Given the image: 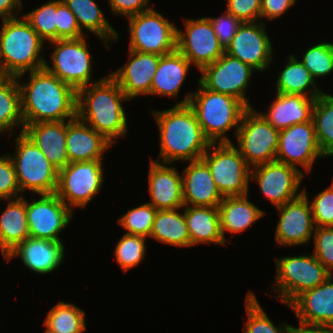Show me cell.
Wrapping results in <instances>:
<instances>
[{
	"label": "cell",
	"mask_w": 333,
	"mask_h": 333,
	"mask_svg": "<svg viewBox=\"0 0 333 333\" xmlns=\"http://www.w3.org/2000/svg\"><path fill=\"white\" fill-rule=\"evenodd\" d=\"M16 145V154L11 159L20 192L29 189L39 195L54 194L58 184V170L24 132L16 138Z\"/></svg>",
	"instance_id": "8992f818"
},
{
	"label": "cell",
	"mask_w": 333,
	"mask_h": 333,
	"mask_svg": "<svg viewBox=\"0 0 333 333\" xmlns=\"http://www.w3.org/2000/svg\"><path fill=\"white\" fill-rule=\"evenodd\" d=\"M280 218L276 227L275 240L279 245H300L311 239L315 228L312 208L306 190L298 198L277 207Z\"/></svg>",
	"instance_id": "d6986e66"
},
{
	"label": "cell",
	"mask_w": 333,
	"mask_h": 333,
	"mask_svg": "<svg viewBox=\"0 0 333 333\" xmlns=\"http://www.w3.org/2000/svg\"><path fill=\"white\" fill-rule=\"evenodd\" d=\"M72 11L82 31V27L98 36L103 42L117 41L118 33L104 17L94 0H62Z\"/></svg>",
	"instance_id": "1f68e13d"
},
{
	"label": "cell",
	"mask_w": 333,
	"mask_h": 333,
	"mask_svg": "<svg viewBox=\"0 0 333 333\" xmlns=\"http://www.w3.org/2000/svg\"><path fill=\"white\" fill-rule=\"evenodd\" d=\"M254 70L250 65L224 53L217 61L201 70L203 76L198 82L210 91L232 96L252 108L244 91L248 88Z\"/></svg>",
	"instance_id": "5bb4252c"
},
{
	"label": "cell",
	"mask_w": 333,
	"mask_h": 333,
	"mask_svg": "<svg viewBox=\"0 0 333 333\" xmlns=\"http://www.w3.org/2000/svg\"><path fill=\"white\" fill-rule=\"evenodd\" d=\"M30 237L26 213V200L18 197L9 201L0 216V249L5 258L18 244Z\"/></svg>",
	"instance_id": "4dcf8cb0"
},
{
	"label": "cell",
	"mask_w": 333,
	"mask_h": 333,
	"mask_svg": "<svg viewBox=\"0 0 333 333\" xmlns=\"http://www.w3.org/2000/svg\"><path fill=\"white\" fill-rule=\"evenodd\" d=\"M253 168L250 178L259 183L263 194L276 208L303 194V191L297 193L304 175L297 167L273 161Z\"/></svg>",
	"instance_id": "2e32d148"
},
{
	"label": "cell",
	"mask_w": 333,
	"mask_h": 333,
	"mask_svg": "<svg viewBox=\"0 0 333 333\" xmlns=\"http://www.w3.org/2000/svg\"><path fill=\"white\" fill-rule=\"evenodd\" d=\"M142 236L124 234L115 247V258L117 263L126 272L137 266L145 255V241Z\"/></svg>",
	"instance_id": "60d3db41"
},
{
	"label": "cell",
	"mask_w": 333,
	"mask_h": 333,
	"mask_svg": "<svg viewBox=\"0 0 333 333\" xmlns=\"http://www.w3.org/2000/svg\"><path fill=\"white\" fill-rule=\"evenodd\" d=\"M65 122L63 120L26 124L23 131L58 171L69 163Z\"/></svg>",
	"instance_id": "484cf974"
},
{
	"label": "cell",
	"mask_w": 333,
	"mask_h": 333,
	"mask_svg": "<svg viewBox=\"0 0 333 333\" xmlns=\"http://www.w3.org/2000/svg\"><path fill=\"white\" fill-rule=\"evenodd\" d=\"M56 14L57 40L83 37L85 33L80 30L76 17L62 0H57Z\"/></svg>",
	"instance_id": "f6af8a7d"
},
{
	"label": "cell",
	"mask_w": 333,
	"mask_h": 333,
	"mask_svg": "<svg viewBox=\"0 0 333 333\" xmlns=\"http://www.w3.org/2000/svg\"><path fill=\"white\" fill-rule=\"evenodd\" d=\"M279 132L260 113L248 108L235 133L239 146L236 148L249 166L273 162L278 149Z\"/></svg>",
	"instance_id": "9c48e42d"
},
{
	"label": "cell",
	"mask_w": 333,
	"mask_h": 333,
	"mask_svg": "<svg viewBox=\"0 0 333 333\" xmlns=\"http://www.w3.org/2000/svg\"><path fill=\"white\" fill-rule=\"evenodd\" d=\"M247 195L224 197L219 204L220 230L224 240L225 231L241 233L265 214L248 201Z\"/></svg>",
	"instance_id": "f546056e"
},
{
	"label": "cell",
	"mask_w": 333,
	"mask_h": 333,
	"mask_svg": "<svg viewBox=\"0 0 333 333\" xmlns=\"http://www.w3.org/2000/svg\"><path fill=\"white\" fill-rule=\"evenodd\" d=\"M299 327L289 326L287 333H333L332 326L311 325L299 322Z\"/></svg>",
	"instance_id": "816d5d0a"
},
{
	"label": "cell",
	"mask_w": 333,
	"mask_h": 333,
	"mask_svg": "<svg viewBox=\"0 0 333 333\" xmlns=\"http://www.w3.org/2000/svg\"><path fill=\"white\" fill-rule=\"evenodd\" d=\"M20 187L10 155L0 157V200L18 197Z\"/></svg>",
	"instance_id": "bcb514c9"
},
{
	"label": "cell",
	"mask_w": 333,
	"mask_h": 333,
	"mask_svg": "<svg viewBox=\"0 0 333 333\" xmlns=\"http://www.w3.org/2000/svg\"><path fill=\"white\" fill-rule=\"evenodd\" d=\"M129 50L160 56L176 50L177 28L153 9L128 17Z\"/></svg>",
	"instance_id": "30bf717a"
},
{
	"label": "cell",
	"mask_w": 333,
	"mask_h": 333,
	"mask_svg": "<svg viewBox=\"0 0 333 333\" xmlns=\"http://www.w3.org/2000/svg\"><path fill=\"white\" fill-rule=\"evenodd\" d=\"M17 255L31 271L47 274L61 265L65 257L64 244L62 241L28 237L9 252L5 259L10 260Z\"/></svg>",
	"instance_id": "cb8c5ba5"
},
{
	"label": "cell",
	"mask_w": 333,
	"mask_h": 333,
	"mask_svg": "<svg viewBox=\"0 0 333 333\" xmlns=\"http://www.w3.org/2000/svg\"><path fill=\"white\" fill-rule=\"evenodd\" d=\"M102 165V160L68 163L58 171L55 194L64 204L70 205L71 210L72 207L84 208L103 184Z\"/></svg>",
	"instance_id": "8fae6325"
},
{
	"label": "cell",
	"mask_w": 333,
	"mask_h": 333,
	"mask_svg": "<svg viewBox=\"0 0 333 333\" xmlns=\"http://www.w3.org/2000/svg\"><path fill=\"white\" fill-rule=\"evenodd\" d=\"M209 167L214 182L223 197L248 194L252 168L232 143H219L214 151L201 158Z\"/></svg>",
	"instance_id": "ba28073f"
},
{
	"label": "cell",
	"mask_w": 333,
	"mask_h": 333,
	"mask_svg": "<svg viewBox=\"0 0 333 333\" xmlns=\"http://www.w3.org/2000/svg\"><path fill=\"white\" fill-rule=\"evenodd\" d=\"M19 88L25 125L77 117V91L45 68L30 72V81Z\"/></svg>",
	"instance_id": "6da1fadb"
},
{
	"label": "cell",
	"mask_w": 333,
	"mask_h": 333,
	"mask_svg": "<svg viewBox=\"0 0 333 333\" xmlns=\"http://www.w3.org/2000/svg\"><path fill=\"white\" fill-rule=\"evenodd\" d=\"M160 130V154L164 164L175 160H200L207 149L216 147L204 135L194 110L175 105L152 113Z\"/></svg>",
	"instance_id": "7a4b0ae2"
},
{
	"label": "cell",
	"mask_w": 333,
	"mask_h": 333,
	"mask_svg": "<svg viewBox=\"0 0 333 333\" xmlns=\"http://www.w3.org/2000/svg\"><path fill=\"white\" fill-rule=\"evenodd\" d=\"M15 17L2 19L0 31V75L15 76L44 68L46 60L39 53L44 40L28 21Z\"/></svg>",
	"instance_id": "277c9868"
},
{
	"label": "cell",
	"mask_w": 333,
	"mask_h": 333,
	"mask_svg": "<svg viewBox=\"0 0 333 333\" xmlns=\"http://www.w3.org/2000/svg\"><path fill=\"white\" fill-rule=\"evenodd\" d=\"M333 275L319 286L299 294L288 306L299 322L333 327Z\"/></svg>",
	"instance_id": "44dd1931"
},
{
	"label": "cell",
	"mask_w": 333,
	"mask_h": 333,
	"mask_svg": "<svg viewBox=\"0 0 333 333\" xmlns=\"http://www.w3.org/2000/svg\"><path fill=\"white\" fill-rule=\"evenodd\" d=\"M150 237L161 243L189 247L190 237L183 214L173 210H157Z\"/></svg>",
	"instance_id": "d6a6232c"
},
{
	"label": "cell",
	"mask_w": 333,
	"mask_h": 333,
	"mask_svg": "<svg viewBox=\"0 0 333 333\" xmlns=\"http://www.w3.org/2000/svg\"><path fill=\"white\" fill-rule=\"evenodd\" d=\"M184 23L185 32L177 29L176 49L201 71L205 66L217 61L225 50L219 44L207 17L186 19Z\"/></svg>",
	"instance_id": "4fadbf2b"
},
{
	"label": "cell",
	"mask_w": 333,
	"mask_h": 333,
	"mask_svg": "<svg viewBox=\"0 0 333 333\" xmlns=\"http://www.w3.org/2000/svg\"><path fill=\"white\" fill-rule=\"evenodd\" d=\"M56 13L57 0H51L23 17L43 40L50 42L57 40Z\"/></svg>",
	"instance_id": "74e56055"
},
{
	"label": "cell",
	"mask_w": 333,
	"mask_h": 333,
	"mask_svg": "<svg viewBox=\"0 0 333 333\" xmlns=\"http://www.w3.org/2000/svg\"><path fill=\"white\" fill-rule=\"evenodd\" d=\"M113 13L127 17L137 15L152 8L147 6L149 0H108Z\"/></svg>",
	"instance_id": "681fc988"
},
{
	"label": "cell",
	"mask_w": 333,
	"mask_h": 333,
	"mask_svg": "<svg viewBox=\"0 0 333 333\" xmlns=\"http://www.w3.org/2000/svg\"><path fill=\"white\" fill-rule=\"evenodd\" d=\"M130 59L111 76L130 100L138 95L150 94L154 75L158 68L160 55L129 50Z\"/></svg>",
	"instance_id": "ffe728a7"
},
{
	"label": "cell",
	"mask_w": 333,
	"mask_h": 333,
	"mask_svg": "<svg viewBox=\"0 0 333 333\" xmlns=\"http://www.w3.org/2000/svg\"><path fill=\"white\" fill-rule=\"evenodd\" d=\"M112 143L78 117L66 123V148L70 162L102 160Z\"/></svg>",
	"instance_id": "603a6c76"
},
{
	"label": "cell",
	"mask_w": 333,
	"mask_h": 333,
	"mask_svg": "<svg viewBox=\"0 0 333 333\" xmlns=\"http://www.w3.org/2000/svg\"><path fill=\"white\" fill-rule=\"evenodd\" d=\"M197 93H190L176 105H189L195 112L205 137L211 143H231L225 133L239 128L242 116L248 107L240 100L206 89L199 82Z\"/></svg>",
	"instance_id": "5b68a950"
},
{
	"label": "cell",
	"mask_w": 333,
	"mask_h": 333,
	"mask_svg": "<svg viewBox=\"0 0 333 333\" xmlns=\"http://www.w3.org/2000/svg\"><path fill=\"white\" fill-rule=\"evenodd\" d=\"M312 121L322 155L333 156V96L323 93L316 98Z\"/></svg>",
	"instance_id": "d590c367"
},
{
	"label": "cell",
	"mask_w": 333,
	"mask_h": 333,
	"mask_svg": "<svg viewBox=\"0 0 333 333\" xmlns=\"http://www.w3.org/2000/svg\"><path fill=\"white\" fill-rule=\"evenodd\" d=\"M314 78L333 71V43H320L310 47L301 61Z\"/></svg>",
	"instance_id": "b9f144b4"
},
{
	"label": "cell",
	"mask_w": 333,
	"mask_h": 333,
	"mask_svg": "<svg viewBox=\"0 0 333 333\" xmlns=\"http://www.w3.org/2000/svg\"><path fill=\"white\" fill-rule=\"evenodd\" d=\"M296 0H262L261 18L274 20L281 16L289 7L294 5Z\"/></svg>",
	"instance_id": "f907efd6"
},
{
	"label": "cell",
	"mask_w": 333,
	"mask_h": 333,
	"mask_svg": "<svg viewBox=\"0 0 333 333\" xmlns=\"http://www.w3.org/2000/svg\"><path fill=\"white\" fill-rule=\"evenodd\" d=\"M157 209L150 203L129 210L118 223L127 230L125 234L150 237Z\"/></svg>",
	"instance_id": "f35d334b"
},
{
	"label": "cell",
	"mask_w": 333,
	"mask_h": 333,
	"mask_svg": "<svg viewBox=\"0 0 333 333\" xmlns=\"http://www.w3.org/2000/svg\"><path fill=\"white\" fill-rule=\"evenodd\" d=\"M85 37L53 40L56 48L51 55L53 67L44 68L76 91L88 86L91 79V55Z\"/></svg>",
	"instance_id": "7c38bea8"
},
{
	"label": "cell",
	"mask_w": 333,
	"mask_h": 333,
	"mask_svg": "<svg viewBox=\"0 0 333 333\" xmlns=\"http://www.w3.org/2000/svg\"><path fill=\"white\" fill-rule=\"evenodd\" d=\"M262 0H227V11L245 22H256L261 18Z\"/></svg>",
	"instance_id": "c3c4849f"
},
{
	"label": "cell",
	"mask_w": 333,
	"mask_h": 333,
	"mask_svg": "<svg viewBox=\"0 0 333 333\" xmlns=\"http://www.w3.org/2000/svg\"><path fill=\"white\" fill-rule=\"evenodd\" d=\"M275 261L276 290L280 300L287 306L299 294L319 286L332 275L313 254L276 258Z\"/></svg>",
	"instance_id": "52a82bcc"
},
{
	"label": "cell",
	"mask_w": 333,
	"mask_h": 333,
	"mask_svg": "<svg viewBox=\"0 0 333 333\" xmlns=\"http://www.w3.org/2000/svg\"><path fill=\"white\" fill-rule=\"evenodd\" d=\"M90 85V89L86 86L77 91V117L114 143V138L127 132L121 103L129 99L110 74Z\"/></svg>",
	"instance_id": "3957f363"
},
{
	"label": "cell",
	"mask_w": 333,
	"mask_h": 333,
	"mask_svg": "<svg viewBox=\"0 0 333 333\" xmlns=\"http://www.w3.org/2000/svg\"><path fill=\"white\" fill-rule=\"evenodd\" d=\"M322 156L312 120L280 130L275 161L294 167L299 164L309 172Z\"/></svg>",
	"instance_id": "9a60e30c"
},
{
	"label": "cell",
	"mask_w": 333,
	"mask_h": 333,
	"mask_svg": "<svg viewBox=\"0 0 333 333\" xmlns=\"http://www.w3.org/2000/svg\"><path fill=\"white\" fill-rule=\"evenodd\" d=\"M39 200L26 201L30 237L61 241L58 233L70 222L73 210L54 194H41Z\"/></svg>",
	"instance_id": "e0dca14e"
},
{
	"label": "cell",
	"mask_w": 333,
	"mask_h": 333,
	"mask_svg": "<svg viewBox=\"0 0 333 333\" xmlns=\"http://www.w3.org/2000/svg\"><path fill=\"white\" fill-rule=\"evenodd\" d=\"M311 208L316 227H333V184L316 195Z\"/></svg>",
	"instance_id": "7bdbcfd3"
},
{
	"label": "cell",
	"mask_w": 333,
	"mask_h": 333,
	"mask_svg": "<svg viewBox=\"0 0 333 333\" xmlns=\"http://www.w3.org/2000/svg\"><path fill=\"white\" fill-rule=\"evenodd\" d=\"M313 255L331 273L333 269V227H315Z\"/></svg>",
	"instance_id": "ee69618b"
},
{
	"label": "cell",
	"mask_w": 333,
	"mask_h": 333,
	"mask_svg": "<svg viewBox=\"0 0 333 333\" xmlns=\"http://www.w3.org/2000/svg\"><path fill=\"white\" fill-rule=\"evenodd\" d=\"M148 183L152 200L149 203L157 210L183 208L182 176L174 167L151 160Z\"/></svg>",
	"instance_id": "d4e9b609"
},
{
	"label": "cell",
	"mask_w": 333,
	"mask_h": 333,
	"mask_svg": "<svg viewBox=\"0 0 333 333\" xmlns=\"http://www.w3.org/2000/svg\"><path fill=\"white\" fill-rule=\"evenodd\" d=\"M191 63L177 49L162 55L153 78L150 94L176 97Z\"/></svg>",
	"instance_id": "f1b7e54d"
},
{
	"label": "cell",
	"mask_w": 333,
	"mask_h": 333,
	"mask_svg": "<svg viewBox=\"0 0 333 333\" xmlns=\"http://www.w3.org/2000/svg\"><path fill=\"white\" fill-rule=\"evenodd\" d=\"M288 60L277 79L276 88L278 93L308 96L306 90L310 88L309 86L312 87L310 98H317L324 93L316 88L310 71L301 61H298L293 55H290Z\"/></svg>",
	"instance_id": "e575fe53"
},
{
	"label": "cell",
	"mask_w": 333,
	"mask_h": 333,
	"mask_svg": "<svg viewBox=\"0 0 333 333\" xmlns=\"http://www.w3.org/2000/svg\"><path fill=\"white\" fill-rule=\"evenodd\" d=\"M43 325L50 333H81L86 329L85 312L62 301L50 309Z\"/></svg>",
	"instance_id": "8d00e7d4"
},
{
	"label": "cell",
	"mask_w": 333,
	"mask_h": 333,
	"mask_svg": "<svg viewBox=\"0 0 333 333\" xmlns=\"http://www.w3.org/2000/svg\"><path fill=\"white\" fill-rule=\"evenodd\" d=\"M265 29L264 22L242 23L225 53L257 71L266 70L273 57V47Z\"/></svg>",
	"instance_id": "ac0fdd59"
},
{
	"label": "cell",
	"mask_w": 333,
	"mask_h": 333,
	"mask_svg": "<svg viewBox=\"0 0 333 333\" xmlns=\"http://www.w3.org/2000/svg\"><path fill=\"white\" fill-rule=\"evenodd\" d=\"M316 98L302 94H281L268 108V112L261 114L275 129L283 130L295 124L312 120V112Z\"/></svg>",
	"instance_id": "4316f807"
},
{
	"label": "cell",
	"mask_w": 333,
	"mask_h": 333,
	"mask_svg": "<svg viewBox=\"0 0 333 333\" xmlns=\"http://www.w3.org/2000/svg\"><path fill=\"white\" fill-rule=\"evenodd\" d=\"M23 125L21 112V93L17 77L0 75V133L13 130L14 126Z\"/></svg>",
	"instance_id": "836d02e7"
},
{
	"label": "cell",
	"mask_w": 333,
	"mask_h": 333,
	"mask_svg": "<svg viewBox=\"0 0 333 333\" xmlns=\"http://www.w3.org/2000/svg\"><path fill=\"white\" fill-rule=\"evenodd\" d=\"M21 0H0V16L1 19L15 18L16 13L13 11L18 8L21 9ZM15 8V9H14Z\"/></svg>",
	"instance_id": "f5cc1de1"
},
{
	"label": "cell",
	"mask_w": 333,
	"mask_h": 333,
	"mask_svg": "<svg viewBox=\"0 0 333 333\" xmlns=\"http://www.w3.org/2000/svg\"><path fill=\"white\" fill-rule=\"evenodd\" d=\"M184 216L190 237V247L200 243L225 245L220 230L218 207L186 206Z\"/></svg>",
	"instance_id": "83f0119b"
},
{
	"label": "cell",
	"mask_w": 333,
	"mask_h": 333,
	"mask_svg": "<svg viewBox=\"0 0 333 333\" xmlns=\"http://www.w3.org/2000/svg\"><path fill=\"white\" fill-rule=\"evenodd\" d=\"M248 321L244 324L243 333H287L290 325L276 327L267 314L261 308L253 292H250L246 297L245 303Z\"/></svg>",
	"instance_id": "ab89813d"
},
{
	"label": "cell",
	"mask_w": 333,
	"mask_h": 333,
	"mask_svg": "<svg viewBox=\"0 0 333 333\" xmlns=\"http://www.w3.org/2000/svg\"><path fill=\"white\" fill-rule=\"evenodd\" d=\"M182 189L186 206L218 207L224 198L214 182L209 167L202 159L190 161L184 169Z\"/></svg>",
	"instance_id": "7402d4cb"
},
{
	"label": "cell",
	"mask_w": 333,
	"mask_h": 333,
	"mask_svg": "<svg viewBox=\"0 0 333 333\" xmlns=\"http://www.w3.org/2000/svg\"><path fill=\"white\" fill-rule=\"evenodd\" d=\"M208 19L218 38L219 44L226 50L243 22L228 11L221 17Z\"/></svg>",
	"instance_id": "7dc6e473"
}]
</instances>
